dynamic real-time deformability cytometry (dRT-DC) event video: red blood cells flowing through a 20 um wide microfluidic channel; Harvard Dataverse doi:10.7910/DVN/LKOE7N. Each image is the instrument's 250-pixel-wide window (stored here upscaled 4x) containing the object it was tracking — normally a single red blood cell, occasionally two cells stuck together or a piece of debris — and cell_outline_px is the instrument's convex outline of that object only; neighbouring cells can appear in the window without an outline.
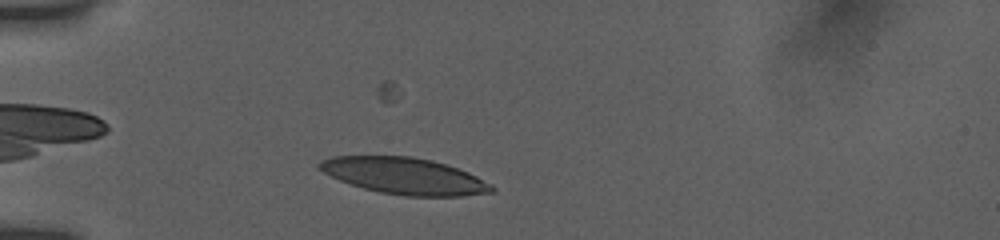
{"species": "human", "species_latin": "Homo sapiens", "temperature_condition": "room temperature", "stored_images_in_passage": 4, "camera_frame_rate_fps": 3000, "um_per_image_px": 0.085, "donor": {"sex": "female"}, "frame": {"image": 1, "passage_image": 2, "time_ms": 1.0, "image_size_px": [1000, 240], "cell_outline_px": [[496, 188], [492, 192], [460, 196], [404, 196], [380, 192], [364, 188], [340, 180], [316, 168], [316, 164], [320, 160], [332, 156], [412, 156], [432, 160], [468, 172], [492, 184]], "centroid_in_image_um": [34.36, 14.95], "position_along_channel_um": 50.6, "area_um2": 36.53}}
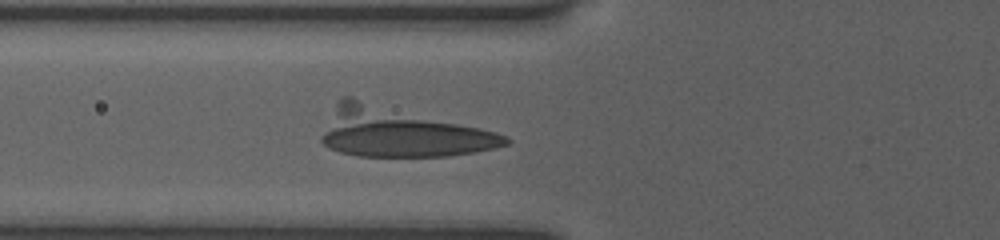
{"frame": {"image": 2, "passage_image": 4, "time_ms": 2.667, "image_size_px": [1000, 240], "cell_outline_px": [[512, 140], [508, 144], [496, 148], [476, 152], [448, 156], [356, 156], [340, 152], [328, 148], [320, 140], [320, 136], [340, 96], [352, 96], [496, 132], [508, 136]], "centroid_in_image_um": [34.06, 11.24], "position_along_channel_um": 91.7, "area_um2": 53.12}}